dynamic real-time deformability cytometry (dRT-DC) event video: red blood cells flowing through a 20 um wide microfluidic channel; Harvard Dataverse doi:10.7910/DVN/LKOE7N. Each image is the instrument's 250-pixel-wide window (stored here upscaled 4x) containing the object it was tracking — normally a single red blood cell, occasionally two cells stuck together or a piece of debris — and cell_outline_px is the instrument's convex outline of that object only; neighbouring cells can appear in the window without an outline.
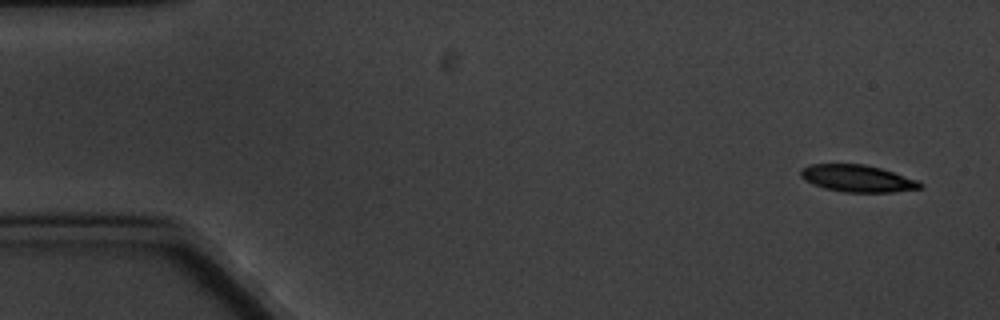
{"species": "common noctule bat (a hibernating species)", "species_latin": "Nyctalus noctula", "temperature_condition": "cold", "stored_images_in_passage": 6, "segment_of_instrument_passage": [1, 2], "camera_frame_rate_fps": 3000, "um_per_image_px": 0.085, "animal": {"sex": "male", "body_mass_g": 20.1, "forearm_length_mm": 53.5}, "frame": {"image": 1, "passage_image": 1, "time_ms": 0.0, "image_size_px": [1000, 320], "cell_outline_px": [[924, 188], [892, 192], [844, 192], [824, 188], [812, 184], [804, 180], [800, 176], [800, 168], [808, 164], [864, 164], [880, 168], [916, 180], [924, 184]], "centroid_in_image_um": [72.84, 15.17], "position_along_channel_um": 12.2, "area_um2": 18.84}}